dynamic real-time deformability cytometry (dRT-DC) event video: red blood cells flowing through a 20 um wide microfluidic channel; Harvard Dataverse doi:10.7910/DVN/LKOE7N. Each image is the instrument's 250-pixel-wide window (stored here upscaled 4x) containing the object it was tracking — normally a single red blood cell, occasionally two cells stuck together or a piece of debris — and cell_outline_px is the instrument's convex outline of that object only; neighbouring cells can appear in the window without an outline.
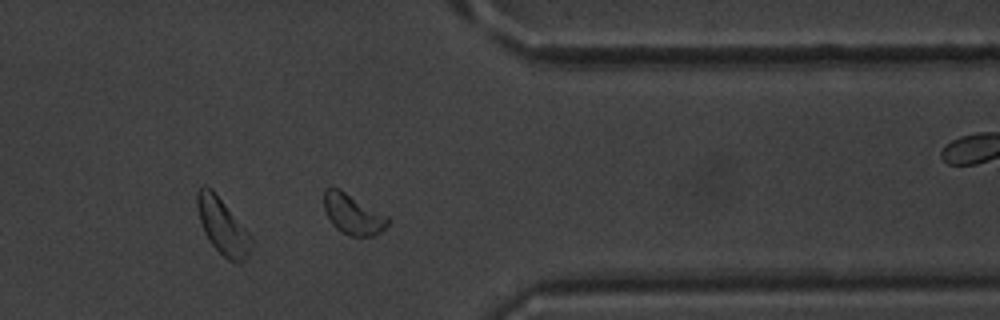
{"species": "common noctule bat (a hibernating species)", "species_latin": "Nyctalus noctula", "temperature_condition": "warm", "stored_images_in_passage": 38, "camera_frame_rate_fps": 3000, "um_per_image_px": 0.085, "animal": {"sex": "male", "body_mass_g": 20.1, "forearm_length_mm": 53.5}, "frame": {"image": 1, "passage_image": 27, "time_ms": 8.667, "image_size_px": [1000, 320], "cell_outline_px": [[392, 220], [376, 236], [348, 236], [340, 232], [332, 224], [324, 208], [324, 188], [340, 188], [388, 216]], "centroid_in_image_um": [30.01, 18.21], "position_along_channel_um": 381.4, "area_um2": 15.2}}
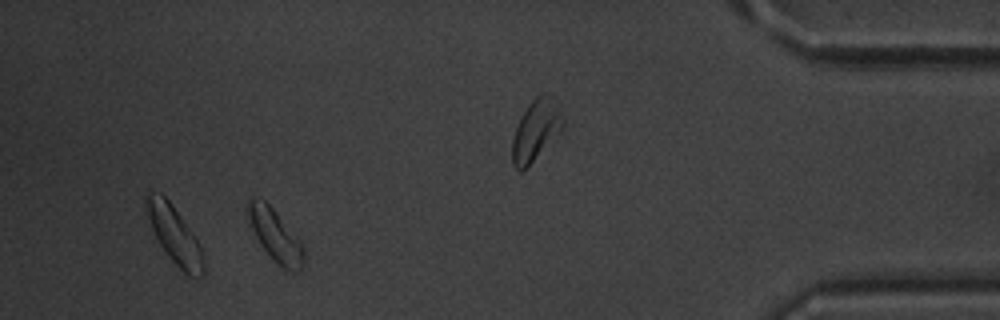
{"frame": {"image": 2, "passage_image": 33, "time_ms": 10.667, "image_size_px": [1000, 320], "cell_outline_px": [[304, 268], [300, 272], [292, 272], [284, 268], [260, 244], [244, 216], [244, 208], [248, 200], [252, 196], [256, 196], [264, 200], [276, 212], [300, 240], [304, 248]], "centroid_in_image_um": [23.35, 19.95], "position_along_channel_um": 411.8, "area_um2": 17.28}, "authors_computed_cell_mechanics": {"area_um2": 14.9124, "velocity_mm_per_s": 3.904, "shape_relaxation_time_tau1_ms": 1.7078, "shape_relaxation_time_tau2_ms": null, "deformation_change_tau1": 0.0805, "deformation_change_tau2": null}}